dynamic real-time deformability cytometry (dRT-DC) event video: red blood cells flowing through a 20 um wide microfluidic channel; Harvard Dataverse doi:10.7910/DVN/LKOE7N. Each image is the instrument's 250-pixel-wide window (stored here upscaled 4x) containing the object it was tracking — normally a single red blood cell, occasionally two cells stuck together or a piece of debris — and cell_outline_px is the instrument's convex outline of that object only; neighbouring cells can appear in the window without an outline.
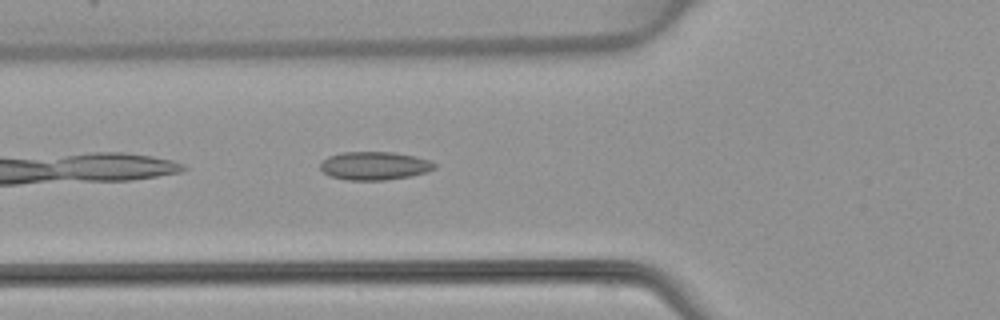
{"species": "common noctule bat (a hibernating species)", "species_latin": "Nyctalus noctula", "temperature_condition": "warm", "stored_images_in_passage": 5, "camera_frame_rate_fps": 3000, "um_per_image_px": 0.085, "animal": {"sex": "female", "body_mass_g": 22.7, "forearm_length_mm": 54.2}, "frame": {"image": 1, "passage_image": 5, "time_ms": 5.0, "image_size_px": [1000, 320], "cell_outline_px": [[436, 168], [412, 176], [384, 180], [348, 180], [328, 176], [320, 168], [320, 164], [328, 156], [340, 152], [392, 152], [416, 156], [432, 160], [436, 164]], "centroid_in_image_um": [31.84, 14.09], "position_along_channel_um": 94.0, "area_um2": 18.96}}